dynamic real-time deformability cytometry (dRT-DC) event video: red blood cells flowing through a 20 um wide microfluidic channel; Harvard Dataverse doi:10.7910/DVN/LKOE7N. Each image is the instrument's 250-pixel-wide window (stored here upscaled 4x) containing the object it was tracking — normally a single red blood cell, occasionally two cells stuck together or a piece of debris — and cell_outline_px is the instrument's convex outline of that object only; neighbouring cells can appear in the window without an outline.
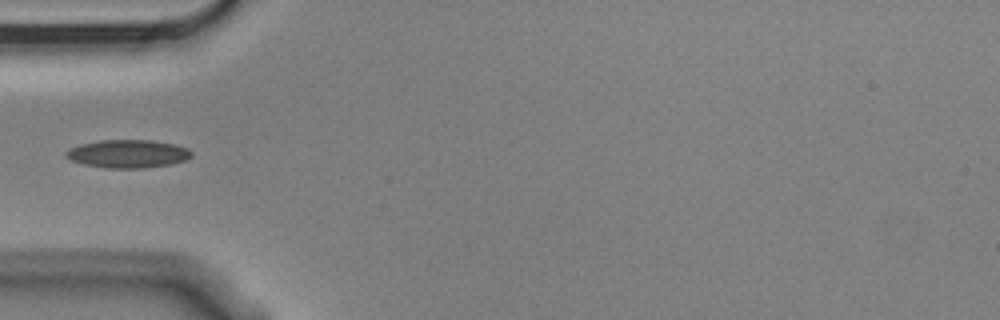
{"species": "Egyptian fruit bat (a non-hibernating species)", "species_latin": "Rousettus aegyptiacus", "temperature_condition": "cold", "stored_images_in_passage": 1, "camera_frame_rate_fps": 3000, "um_per_image_px": 0.085, "animal": {"sex": "male"}, "frame": {"image": 1, "passage_image": 1, "time_ms": 0.0, "image_size_px": [1000, 320], "cell_outline_px": [[192, 156], [188, 160], [172, 164], [144, 168], [108, 168], [84, 164], [72, 160], [64, 156], [64, 152], [68, 148], [80, 144], [100, 140], [152, 140], [176, 144], [188, 148], [192, 152]], "centroid_in_image_um": [10.89, 13.07], "position_along_channel_um": 74.1, "area_um2": 20.81}}